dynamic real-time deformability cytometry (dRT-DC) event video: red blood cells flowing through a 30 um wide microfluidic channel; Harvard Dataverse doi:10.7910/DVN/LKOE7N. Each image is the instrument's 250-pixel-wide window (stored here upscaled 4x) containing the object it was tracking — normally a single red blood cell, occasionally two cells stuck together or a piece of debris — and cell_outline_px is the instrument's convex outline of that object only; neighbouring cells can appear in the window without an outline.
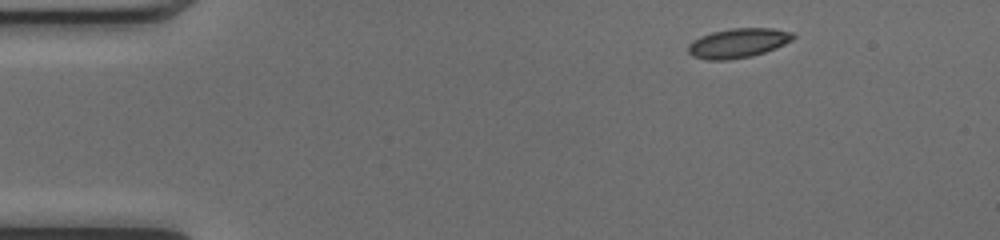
{"species": "common noctule bat (a hibernating species)", "species_latin": "Nyctalus noctula", "temperature_condition": "cold", "stored_images_in_passage": 45, "camera_frame_rate_fps": 3000, "um_per_image_px": 0.085, "animal": {"sex": "female", "body_mass_g": 17.0, "forearm_length_mm": 48.0}, "frame": {"image": 1, "passage_image": 1, "time_ms": 0.0, "image_size_px": [1000, 240], "cell_outline_px": [[796, 36], [792, 40], [776, 48], [752, 56], [728, 60], [708, 60], [692, 56], [688, 52], [688, 44], [692, 40], [700, 36], [712, 32], [732, 28], [772, 28], [792, 32]], "centroid_in_image_um": [62.72, 3.66], "position_along_channel_um": 22.3, "area_um2": 18.09}}
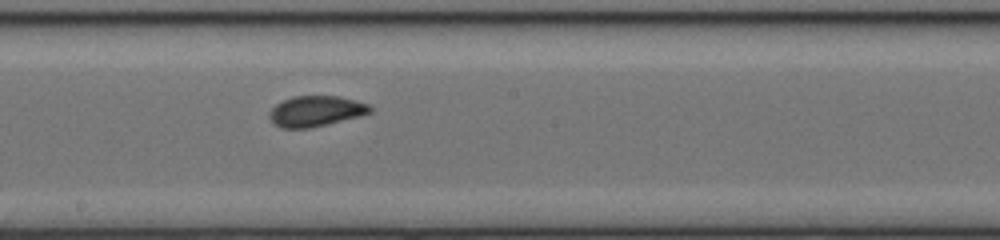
{"frame": {"image": 2, "passage_image": 22, "time_ms": 7.0, "image_size_px": [1000, 240], "cell_outline_px": [[372, 112], [360, 116], [308, 128], [280, 128], [272, 124], [268, 116], [268, 112], [276, 104], [292, 96], [336, 96], [368, 104], [372, 108]], "centroid_in_image_um": [26.78, 9.45], "position_along_channel_um": 221.4, "area_um2": 17.86}}
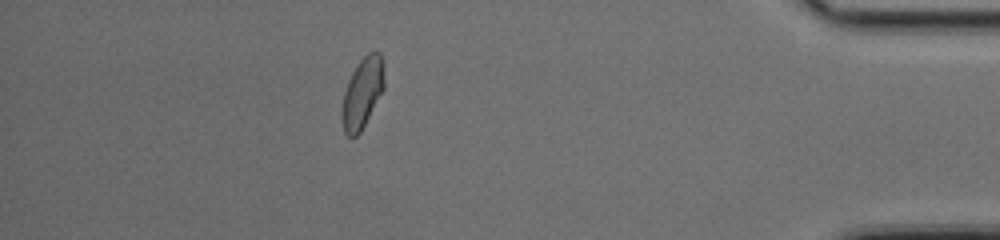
{"frame": {"image": 3, "passage_image": 39, "time_ms": 12.667, "image_size_px": [1000, 240], "cell_outline_px": [[384, 88], [360, 132], [356, 136], [348, 136], [344, 132], [340, 116], [340, 112], [344, 92], [348, 80], [352, 72], [360, 60], [368, 52], [380, 52], [384, 64]], "centroid_in_image_um": [30.78, 7.89], "position_along_channel_um": 404.4, "area_um2": 17.4}, "authors_computed_cell_mechanics": {"area_um2": 17.5712, "velocity_mm_per_s": 4.068, "shape_relaxation_time_tau1_ms": 8.1215, "shape_relaxation_time_tau2_ms": null, "deformation_change_tau1": 0.162, "deformation_change_tau2": null}}